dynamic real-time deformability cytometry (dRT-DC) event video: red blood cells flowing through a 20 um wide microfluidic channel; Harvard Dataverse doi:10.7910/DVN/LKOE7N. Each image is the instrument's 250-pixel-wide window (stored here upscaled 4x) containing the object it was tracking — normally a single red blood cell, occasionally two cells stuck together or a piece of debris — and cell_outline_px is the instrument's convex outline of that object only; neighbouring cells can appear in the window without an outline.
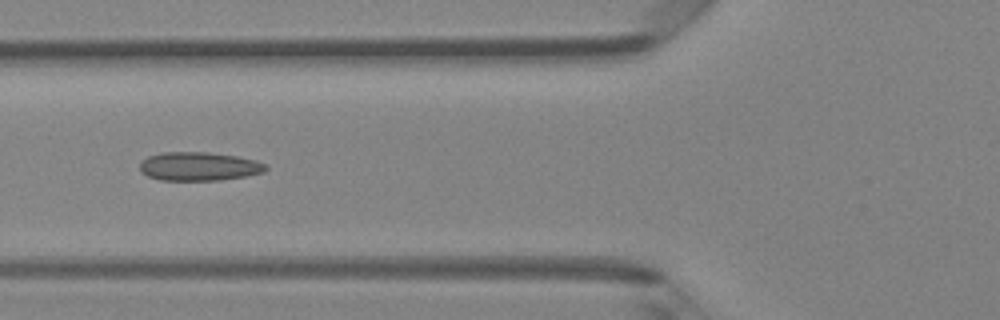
{"species": "Egyptian fruit bat (a non-hibernating species)", "species_latin": "Rousettus aegyptiacus", "temperature_condition": "room temperature", "stored_images_in_passage": 5, "camera_frame_rate_fps": 3000, "um_per_image_px": 0.085, "animal": {"sex": "female"}, "frame": {"image": 1, "passage_image": 5, "time_ms": 1.333, "image_size_px": [1000, 320], "cell_outline_px": [[268, 168], [264, 172], [244, 176], [220, 180], [160, 180], [148, 176], [140, 172], [140, 164], [148, 156], [160, 152], [208, 152], [236, 156], [256, 160], [264, 164]], "centroid_in_image_um": [16.89, 14.14], "position_along_channel_um": 108.9, "area_um2": 20.98}}